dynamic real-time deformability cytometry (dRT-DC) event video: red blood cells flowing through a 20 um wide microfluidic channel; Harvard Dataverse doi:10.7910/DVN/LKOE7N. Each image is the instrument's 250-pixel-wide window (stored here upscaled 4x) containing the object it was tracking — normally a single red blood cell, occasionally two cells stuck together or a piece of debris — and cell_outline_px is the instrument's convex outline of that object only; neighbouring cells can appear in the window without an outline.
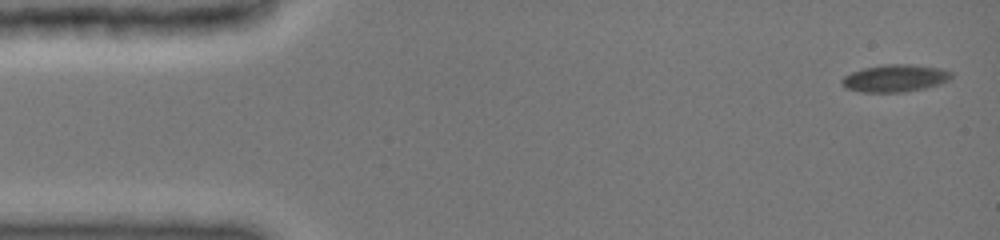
{"species": "common noctule bat (a hibernating species)", "species_latin": "Nyctalus noctula", "temperature_condition": "cold", "stored_images_in_passage": 6, "camera_frame_rate_fps": 3000, "um_per_image_px": 0.085, "animal": {"sex": "female", "body_mass_g": 19.0, "forearm_length_mm": 51.5}, "frame": {"image": 1, "passage_image": 1, "time_ms": 0.0, "image_size_px": [1000, 240], "cell_outline_px": [[952, 76], [948, 80], [940, 84], [924, 88], [904, 92], [860, 92], [848, 88], [840, 84], [840, 80], [844, 76], [852, 72], [864, 68], [884, 64], [908, 64], [940, 68], [952, 72]], "centroid_in_image_um": [76.06, 6.65], "position_along_channel_um": 8.9, "area_um2": 17.4}}
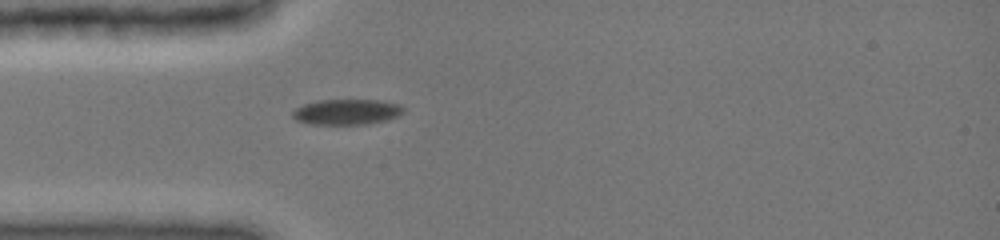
{"frame": {"image": 2, "passage_image": 6, "time_ms": 4.0, "image_size_px": [1000, 240], "cell_outline_px": [[404, 112], [388, 120], [368, 124], [308, 124], [296, 120], [292, 116], [292, 112], [296, 108], [304, 104], [316, 100], [380, 100], [400, 104], [404, 108]], "centroid_in_image_um": [29.47, 9.51], "position_along_channel_um": 55.5, "area_um2": 16.59}}